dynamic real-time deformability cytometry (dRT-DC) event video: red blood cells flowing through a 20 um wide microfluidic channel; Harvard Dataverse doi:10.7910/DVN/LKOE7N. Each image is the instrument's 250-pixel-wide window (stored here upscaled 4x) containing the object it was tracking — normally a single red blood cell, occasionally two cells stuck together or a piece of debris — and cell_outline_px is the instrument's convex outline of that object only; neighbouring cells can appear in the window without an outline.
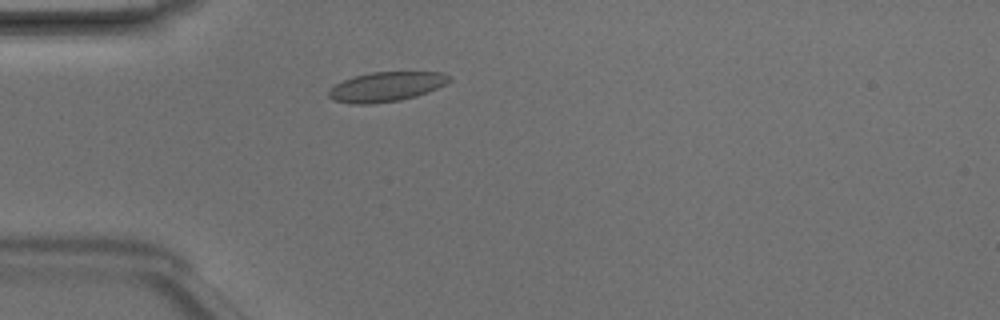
{"species": "Egyptian fruit bat (a non-hibernating species)", "species_latin": "Rousettus aegyptiacus", "temperature_condition": "room temperature", "stored_images_in_passage": 36, "camera_frame_rate_fps": 3000, "um_per_image_px": 0.085, "animal": {"sex": "male"}, "frame": {"image": 1, "passage_image": 1, "time_ms": 0.0, "image_size_px": [1000, 320], "cell_outline_px": [[452, 80], [428, 92], [416, 96], [400, 100], [372, 104], [352, 104], [332, 100], [328, 96], [328, 88], [352, 76], [372, 72], [444, 72], [452, 76]], "centroid_in_image_um": [32.81, 7.37], "position_along_channel_um": 52.2, "area_um2": 20.98}}
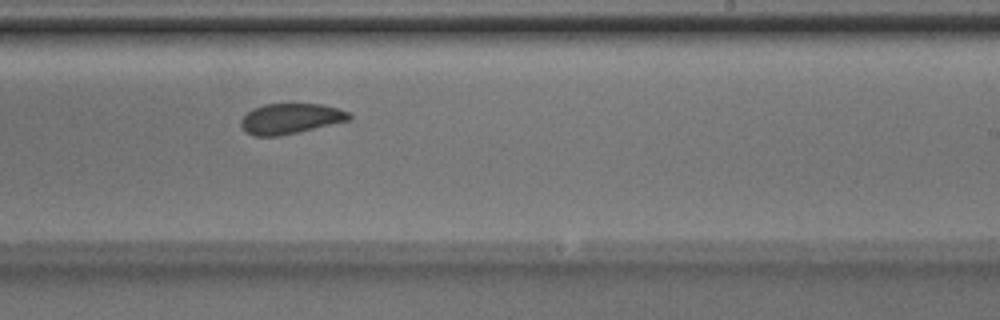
{"frame": {"image": 2, "passage_image": 17, "time_ms": 5.333, "image_size_px": [1000, 320], "cell_outline_px": [[352, 116], [348, 120], [296, 132], [276, 136], [256, 136], [248, 132], [240, 124], [240, 120], [252, 108], [264, 104], [320, 104], [336, 108], [348, 112]], "centroid_in_image_um": [24.66, 10.07], "position_along_channel_um": 264.3, "area_um2": 18.67}}
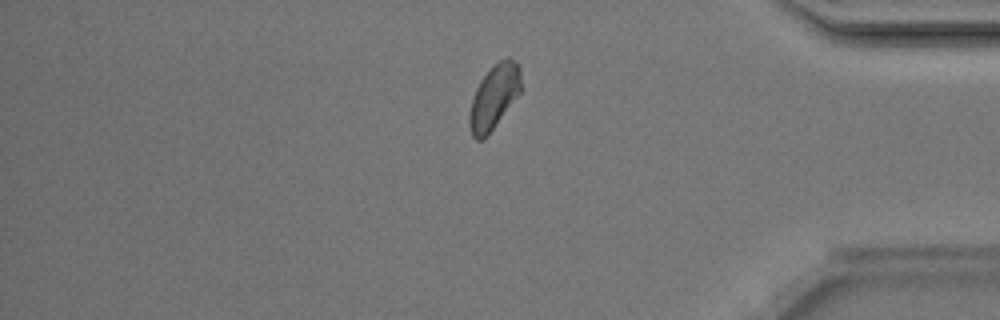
{"frame": {"image": 3, "passage_image": 28, "time_ms": 9.0, "image_size_px": [1000, 320], "cell_outline_px": [[520, 92], [492, 128], [480, 140], [476, 140], [472, 136], [468, 124], [468, 116], [472, 100], [476, 88], [480, 80], [500, 60], [508, 56], [516, 60], [520, 68]], "centroid_in_image_um": [41.98, 8.2], "position_along_channel_um": 393.2, "area_um2": 18.73}, "authors_computed_cell_mechanics": {"area_um2": 19.6231, "velocity_mm_per_s": 4.1859, "shape_relaxation_time_tau1_ms": 3.1564, "shape_relaxation_time_tau2_ms": 1.8841, "deformation_change_tau1": 0.0716, "deformation_change_tau2": 0.0456}}